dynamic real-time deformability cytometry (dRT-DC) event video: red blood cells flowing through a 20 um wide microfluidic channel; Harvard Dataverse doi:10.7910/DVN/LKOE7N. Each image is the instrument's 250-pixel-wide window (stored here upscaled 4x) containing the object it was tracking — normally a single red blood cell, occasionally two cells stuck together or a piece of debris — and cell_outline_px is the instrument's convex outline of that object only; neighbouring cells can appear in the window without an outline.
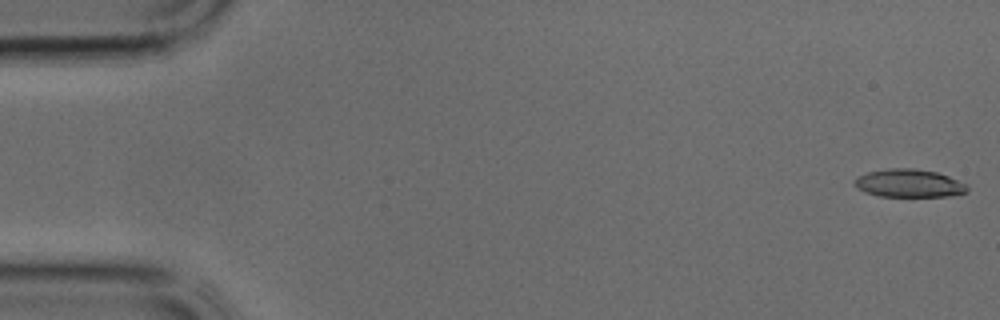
{"species": "common noctule bat (a hibernating species)", "species_latin": "Nyctalus noctula", "temperature_condition": "cold", "stored_images_in_passage": 38, "camera_frame_rate_fps": 3000, "um_per_image_px": 0.085, "animal": {"sex": "male", "body_mass_g": 17.9, "forearm_length_mm": 54.2}, "frame": {"image": 1, "passage_image": 1, "time_ms": 0.0, "image_size_px": [1000, 320], "cell_outline_px": [[968, 192], [948, 196], [876, 196], [864, 192], [856, 188], [852, 184], [860, 176], [868, 172], [888, 168], [916, 168], [936, 172], [948, 176], [968, 184]], "centroid_in_image_um": [77.27, 15.58], "position_along_channel_um": 7.7, "area_um2": 18.5}}
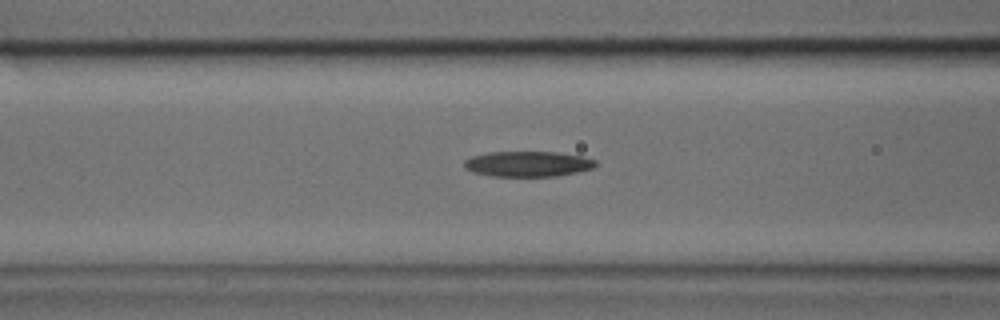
{"frame": {"image": 2, "passage_image": 15, "time_ms": 4.667, "image_size_px": [1000, 320], "cell_outline_px": [[596, 164], [592, 168], [576, 172], [556, 176], [492, 176], [472, 172], [464, 168], [464, 160], [472, 156], [488, 152], [556, 152], [584, 156], [596, 160]], "centroid_in_image_um": [44.84, 13.93], "position_along_channel_um": 121.8, "area_um2": 19.48}}
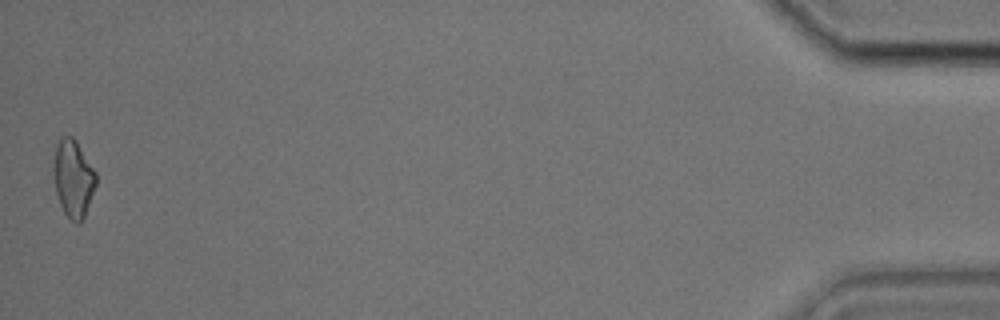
{"frame": {"image": 3, "passage_image": 38, "time_ms": 12.333, "image_size_px": [1000, 320], "cell_outline_px": [[96, 184], [84, 216], [80, 224], [76, 224], [64, 212], [60, 204], [56, 192], [52, 168], [56, 144], [60, 136], [72, 136], [76, 140], [96, 172]], "centroid_in_image_um": [6.2, 15.13], "position_along_channel_um": 429.0, "area_um2": 19.13}}